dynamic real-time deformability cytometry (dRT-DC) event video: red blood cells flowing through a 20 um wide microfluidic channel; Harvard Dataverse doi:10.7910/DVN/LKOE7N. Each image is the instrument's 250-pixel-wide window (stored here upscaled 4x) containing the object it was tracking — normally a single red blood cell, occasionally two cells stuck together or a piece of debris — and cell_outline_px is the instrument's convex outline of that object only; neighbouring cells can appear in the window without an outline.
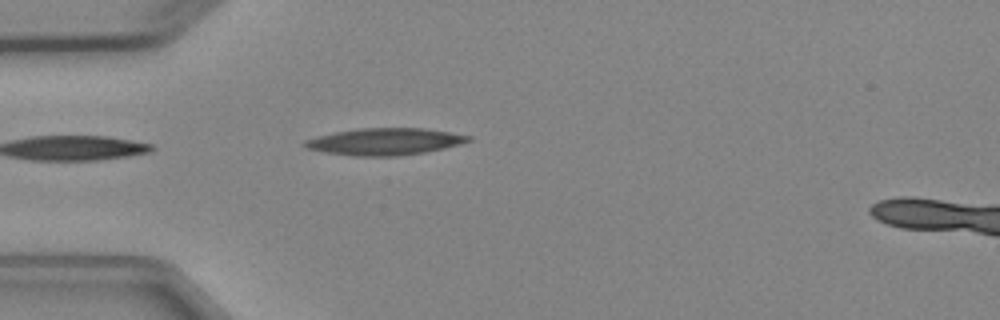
{"species": "Egyptian fruit bat (a non-hibernating species)", "species_latin": "Rousettus aegyptiacus", "temperature_condition": "cold", "stored_images_in_passage": 4, "camera_frame_rate_fps": 3000, "um_per_image_px": 0.085, "animal": {"sex": "female"}, "frame": {"image": 1, "passage_image": 4, "time_ms": 4.333, "image_size_px": [1000, 320], "cell_outline_px": [[472, 140], [460, 144], [444, 148], [424, 152], [396, 156], [356, 156], [324, 152], [308, 148], [300, 144], [304, 140], [316, 136], [356, 128], [424, 128], [472, 136]], "centroid_in_image_um": [32.68, 12.03], "position_along_channel_um": 52.3, "area_um2": 25.61}}